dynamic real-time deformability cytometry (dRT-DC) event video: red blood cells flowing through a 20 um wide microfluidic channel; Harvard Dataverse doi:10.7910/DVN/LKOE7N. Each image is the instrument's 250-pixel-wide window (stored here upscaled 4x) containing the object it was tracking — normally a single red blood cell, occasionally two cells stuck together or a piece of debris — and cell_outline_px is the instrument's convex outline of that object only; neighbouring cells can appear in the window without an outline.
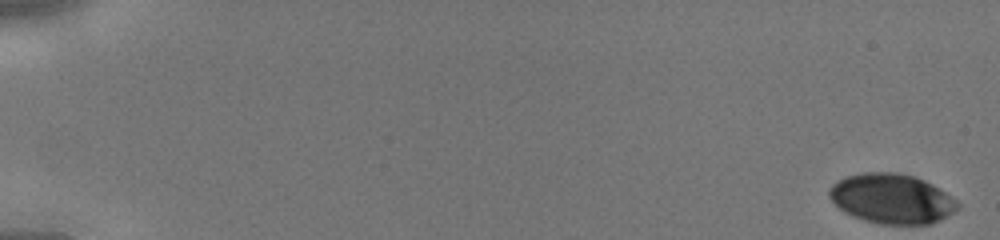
{"species": "human", "species_latin": "Homo sapiens", "temperature_condition": "cold", "stored_images_in_passage": 43, "camera_frame_rate_fps": 3000, "um_per_image_px": 0.085, "donor": {"sex": "male"}, "frame": {"image": 1, "passage_image": 1, "time_ms": 0.0, "image_size_px": [1000, 240], "cell_outline_px": [[960, 204], [952, 212], [940, 220], [932, 224], [880, 224], [864, 220], [852, 216], [844, 212], [828, 196], [828, 188], [836, 180], [844, 176], [864, 172], [896, 172], [912, 176], [924, 180], [932, 184], [956, 200]], "centroid_in_image_um": [75.75, 16.88], "position_along_channel_um": 9.3, "area_um2": 37.22}}
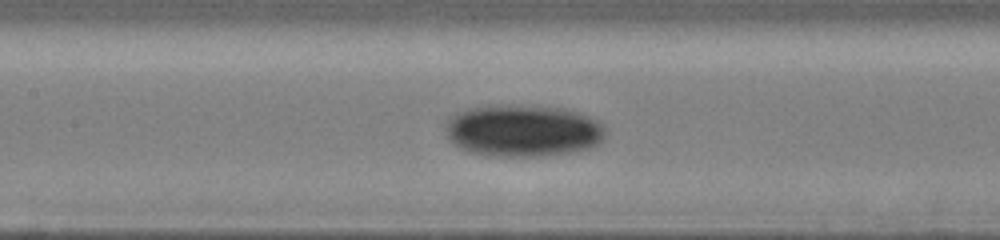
{"frame": {"image": 2, "passage_image": 23, "time_ms": 7.333, "image_size_px": [1000, 240], "cell_outline_px": [[604, 140], [600, 144], [588, 148], [572, 152], [544, 156], [488, 156], [472, 152], [460, 148], [448, 136], [448, 120], [456, 112], [468, 108], [492, 104], [520, 104], [564, 108], [580, 112], [592, 116], [604, 124]], "centroid_in_image_um": [44.52, 11.08], "position_along_channel_um": 162.9, "area_um2": 49.13}}
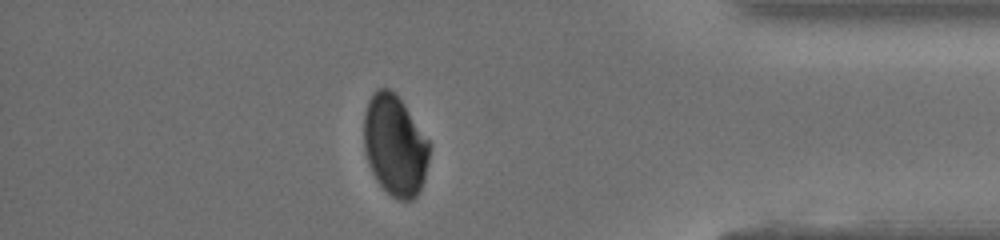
{"frame": {"image": 3, "passage_image": 40, "time_ms": 13.0, "image_size_px": [1000, 240], "cell_outline_px": [[428, 160], [424, 180], [416, 196], [412, 200], [400, 200], [392, 196], [376, 180], [368, 164], [364, 148], [364, 112], [368, 100], [380, 88], [388, 88], [404, 104], [428, 140]], "centroid_in_image_um": [33.54, 12.38], "position_along_channel_um": 401.7, "area_um2": 37.92}}